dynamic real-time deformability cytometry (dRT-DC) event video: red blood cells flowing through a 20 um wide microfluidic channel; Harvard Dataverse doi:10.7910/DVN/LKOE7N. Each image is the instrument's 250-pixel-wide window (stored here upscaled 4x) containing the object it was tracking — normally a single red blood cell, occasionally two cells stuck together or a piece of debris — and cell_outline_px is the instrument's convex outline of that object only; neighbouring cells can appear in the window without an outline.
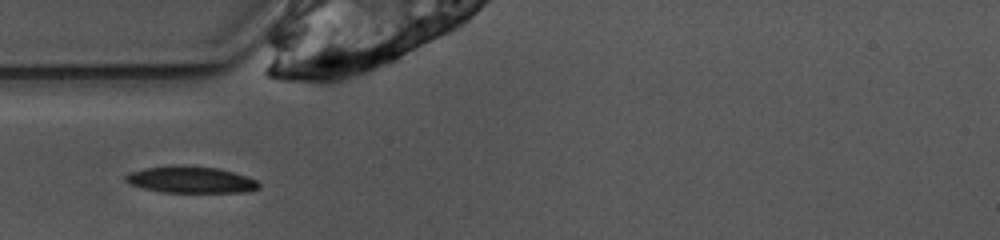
{"species": "common noctule bat (a hibernating species)", "species_latin": "Nyctalus noctula", "temperature_condition": "warm", "stored_images_in_passage": 36, "camera_frame_rate_fps": 3000, "um_per_image_px": 0.085, "animal": {"sex": "female", "body_mass_g": 10.0, "forearm_length_mm": 53.1}, "frame": {"image": 1, "passage_image": 1, "time_ms": 0.0, "image_size_px": [1000, 240], "cell_outline_px": [[260, 188], [248, 192], [160, 192], [144, 188], [132, 184], [124, 180], [124, 176], [128, 172], [144, 168], [168, 164], [180, 164], [220, 168], [248, 176], [256, 180], [260, 184]], "centroid_in_image_um": [16.21, 15.25], "position_along_channel_um": 68.8, "area_um2": 21.15}}
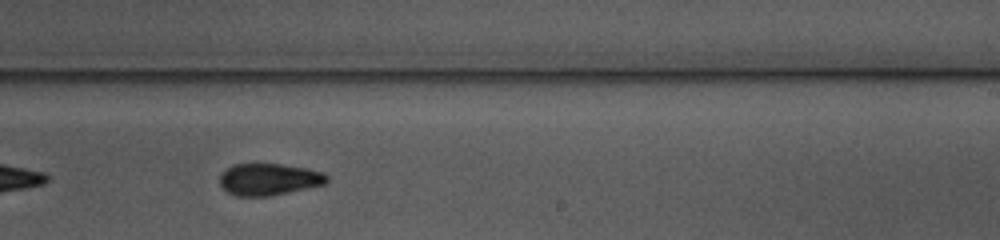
{"frame": {"image": 2, "passage_image": 16, "time_ms": 5.0, "image_size_px": [1000, 240], "cell_outline_px": [[328, 180], [324, 184], [268, 196], [236, 196], [228, 192], [220, 184], [220, 176], [232, 164], [256, 160], [304, 168], [324, 172], [328, 176]], "centroid_in_image_um": [22.81, 15.19], "position_along_channel_um": 266.2, "area_um2": 20.23}}
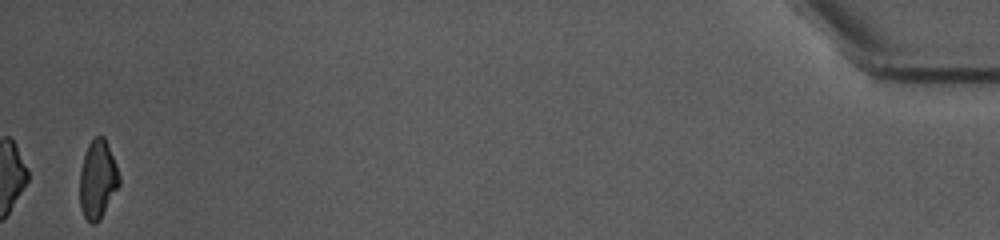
{"frame": {"image": 3, "passage_image": 36, "time_ms": 11.667, "image_size_px": [1000, 240], "cell_outline_px": [[120, 184], [100, 220], [96, 224], [92, 224], [84, 216], [80, 208], [80, 168], [88, 144], [96, 136], [104, 136], [108, 144], [116, 164], [120, 176]], "centroid_in_image_um": [8.31, 15.26], "position_along_channel_um": 426.9, "area_um2": 18.09}}